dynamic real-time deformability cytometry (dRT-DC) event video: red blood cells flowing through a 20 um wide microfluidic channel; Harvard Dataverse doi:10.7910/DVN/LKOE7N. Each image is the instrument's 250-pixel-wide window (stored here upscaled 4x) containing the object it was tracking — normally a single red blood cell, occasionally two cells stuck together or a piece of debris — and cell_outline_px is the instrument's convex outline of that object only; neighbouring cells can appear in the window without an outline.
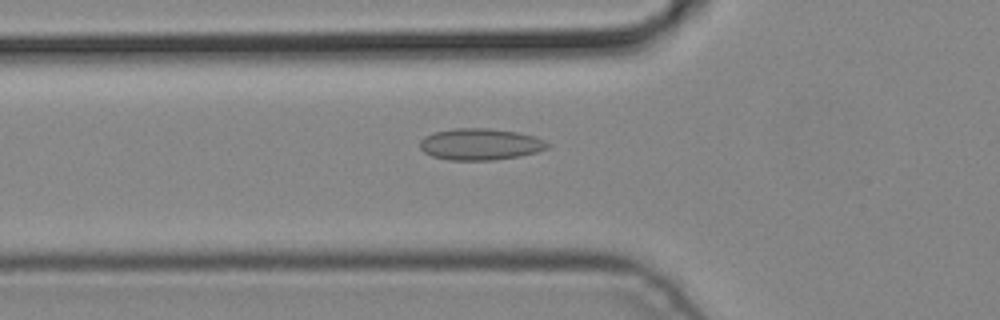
{"species": "common noctule bat (a hibernating species)", "species_latin": "Nyctalus noctula", "temperature_condition": "cold", "stored_images_in_passage": 3, "camera_frame_rate_fps": 3000, "um_per_image_px": 0.085, "animal": {"sex": "male", "body_mass_g": 19.2, "forearm_length_mm": 51.8}, "frame": {"image": 1, "passage_image": 3, "time_ms": 0.667, "image_size_px": [1000, 320], "cell_outline_px": [[552, 144], [548, 148], [536, 152], [520, 156], [492, 160], [448, 160], [432, 156], [424, 152], [420, 148], [420, 140], [424, 136], [436, 132], [456, 128], [488, 128], [516, 132], [536, 136]], "centroid_in_image_um": [40.84, 12.26], "position_along_channel_um": 85.0, "area_um2": 23.52}}